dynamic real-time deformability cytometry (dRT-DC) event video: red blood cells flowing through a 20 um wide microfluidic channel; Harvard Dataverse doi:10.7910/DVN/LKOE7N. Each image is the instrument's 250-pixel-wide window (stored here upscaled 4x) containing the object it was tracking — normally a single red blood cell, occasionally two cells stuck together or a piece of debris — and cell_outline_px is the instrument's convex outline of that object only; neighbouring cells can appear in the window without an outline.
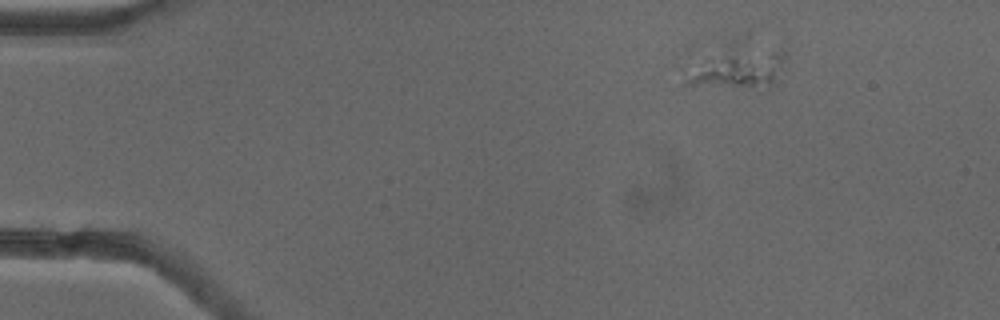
{"species": "common noctule bat (a hibernating species)", "species_latin": "Nyctalus noctula", "temperature_condition": "cold", "stored_images_in_passage": 3, "camera_frame_rate_fps": 3000, "um_per_image_px": 0.085, "animal": {"sex": "female"}, "frame": {"image": 1, "passage_image": 1, "time_ms": 0.0, "image_size_px": [1000, 320], "cell_outline_px": [[788, 56], [776, 84], [768, 92], [684, 84], [720, 44], [752, 28], [784, 48], [788, 52]], "centroid_in_image_um": [63.14, 5.45], "position_along_channel_um": 21.9, "area_um2": 29.36}}